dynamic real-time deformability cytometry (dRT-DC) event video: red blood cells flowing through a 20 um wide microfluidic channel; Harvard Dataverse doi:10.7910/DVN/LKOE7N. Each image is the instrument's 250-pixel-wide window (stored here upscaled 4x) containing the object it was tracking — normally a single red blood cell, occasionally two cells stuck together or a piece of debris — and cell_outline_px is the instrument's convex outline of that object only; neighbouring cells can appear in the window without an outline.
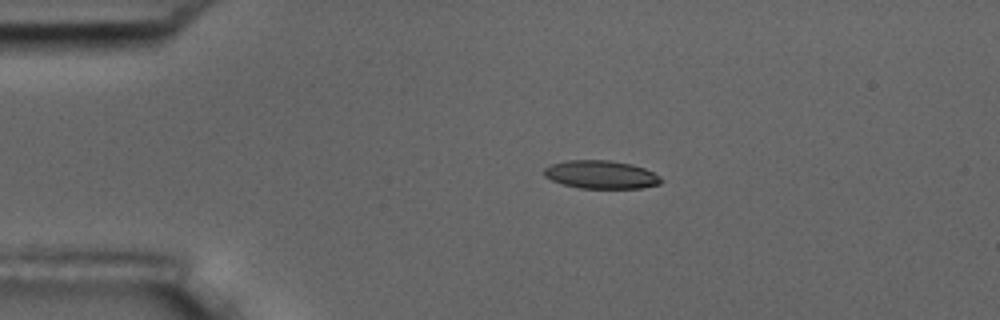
{"species": "common noctule bat (a hibernating species)", "species_latin": "Nyctalus noctula", "temperature_condition": "room temperature", "stored_images_in_passage": 5, "camera_frame_rate_fps": 3000, "um_per_image_px": 0.085, "animal": {"sex": "male", "body_mass_g": 17.5, "forearm_length_mm": 52.3}, "frame": {"image": 1, "passage_image": 2, "time_ms": 1.0, "image_size_px": [1000, 320], "cell_outline_px": [[664, 180], [660, 184], [640, 188], [580, 188], [564, 184], [552, 180], [544, 176], [544, 168], [552, 164], [568, 160], [608, 160], [632, 164], [644, 168], [660, 176]], "centroid_in_image_um": [51.11, 14.84], "position_along_channel_um": 33.9, "area_um2": 19.13}}